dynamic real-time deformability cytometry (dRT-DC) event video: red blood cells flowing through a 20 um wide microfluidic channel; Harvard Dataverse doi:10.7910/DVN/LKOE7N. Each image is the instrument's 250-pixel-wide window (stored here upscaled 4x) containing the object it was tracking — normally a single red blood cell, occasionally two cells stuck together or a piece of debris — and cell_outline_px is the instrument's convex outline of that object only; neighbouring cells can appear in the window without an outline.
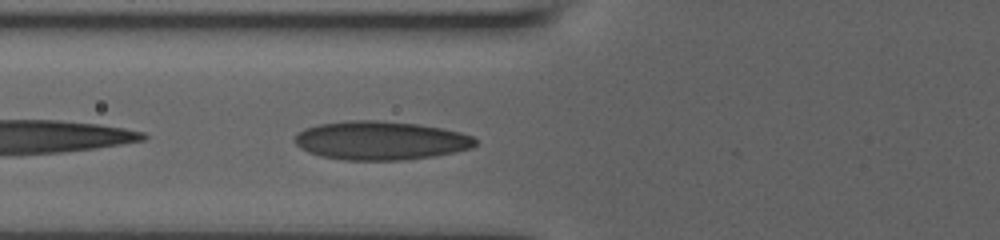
{"species": "human", "species_latin": "Homo sapiens", "temperature_condition": "room temperature", "stored_images_in_passage": 22, "camera_frame_rate_fps": 3000, "um_per_image_px": 0.085, "donor": {"sex": "male"}, "frame": {"image": 1, "passage_image": 9, "time_ms": 4.667, "image_size_px": [1000, 240], "cell_outline_px": [[480, 140], [472, 148], [432, 156], [404, 160], [344, 160], [320, 156], [308, 152], [300, 148], [296, 144], [296, 132], [304, 128], [320, 124], [348, 120], [380, 120], [416, 124], [440, 128], [460, 132], [472, 136]], "centroid_in_image_um": [32.34, 11.94], "position_along_channel_um": 93.5, "area_um2": 40.75}}
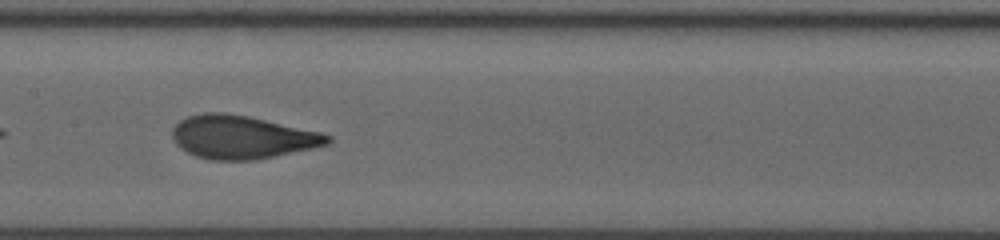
{"frame": {"image": 2, "passage_image": 14, "time_ms": 7.0, "image_size_px": [1000, 240], "cell_outline_px": [[332, 140], [328, 144], [312, 148], [252, 160], [212, 160], [196, 156], [180, 148], [176, 144], [172, 136], [172, 128], [180, 120], [188, 116], [204, 112], [224, 112], [248, 116], [320, 132], [332, 136]], "centroid_in_image_um": [20.53, 11.64], "position_along_channel_um": 186.9, "area_um2": 38.84}}
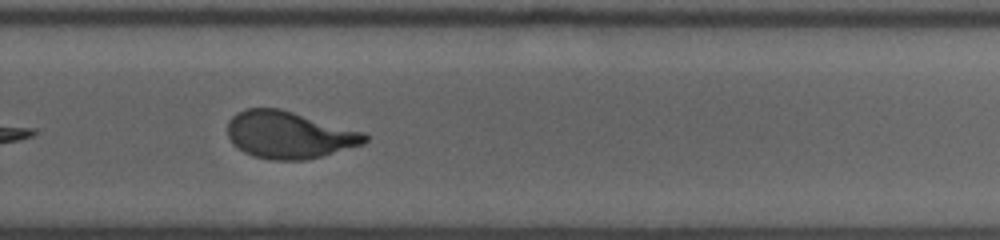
{"frame": {"image": 3, "passage_image": 20, "time_ms": 10.0, "image_size_px": [1000, 240], "cell_outline_px": [[368, 140], [364, 144], [320, 156], [304, 160], [268, 160], [252, 156], [244, 152], [232, 144], [228, 136], [228, 120], [236, 112], [244, 108], [280, 108], [364, 132], [368, 136]], "centroid_in_image_um": [24.54, 11.46], "position_along_channel_um": 305.3, "area_um2": 37.86}}